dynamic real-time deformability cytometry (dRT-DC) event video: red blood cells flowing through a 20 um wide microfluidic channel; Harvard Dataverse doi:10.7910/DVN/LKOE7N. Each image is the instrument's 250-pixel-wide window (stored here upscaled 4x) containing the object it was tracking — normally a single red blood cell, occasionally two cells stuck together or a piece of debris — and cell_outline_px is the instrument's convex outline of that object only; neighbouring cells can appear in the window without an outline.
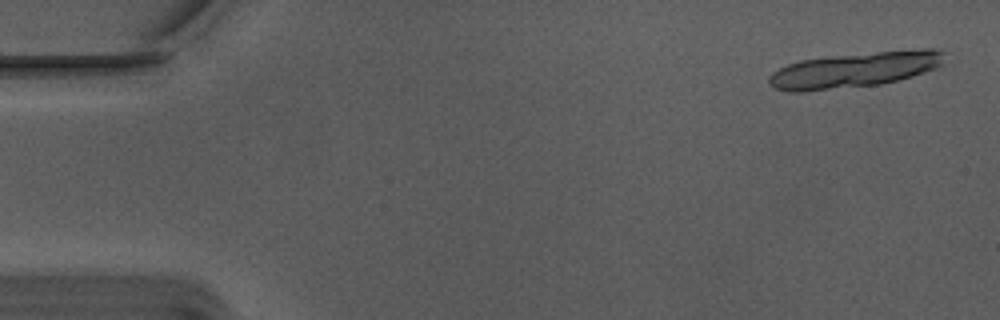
{"species": "Egyptian fruit bat (a non-hibernating species)", "species_latin": "Rousettus aegyptiacus", "temperature_condition": "warm", "stored_images_in_passage": 20, "camera_frame_rate_fps": 3000, "um_per_image_px": 0.085, "animal": {"sex": "male"}, "frame": {"image": 1, "passage_image": 2, "time_ms": 0.333, "image_size_px": [1000, 320], "cell_outline_px": [[944, 52], [940, 64], [936, 68], [912, 76], [880, 84], [804, 92], [788, 92], [776, 88], [768, 84], [768, 76], [772, 72], [788, 64], [800, 60], [828, 56], [924, 48], [932, 48]], "centroid_in_image_um": [72.58, 5.94], "position_along_channel_um": 12.4, "area_um2": 36.01}}